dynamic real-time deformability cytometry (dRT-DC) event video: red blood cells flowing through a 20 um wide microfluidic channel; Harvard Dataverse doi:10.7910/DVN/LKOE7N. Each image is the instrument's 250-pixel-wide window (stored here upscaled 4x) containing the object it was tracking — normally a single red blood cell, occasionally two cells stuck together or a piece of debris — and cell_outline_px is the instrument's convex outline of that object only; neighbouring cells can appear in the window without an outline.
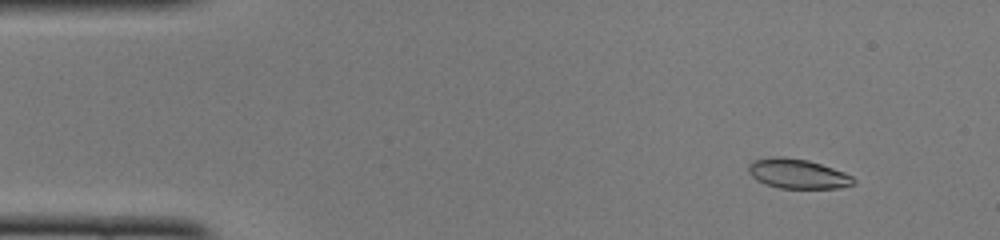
{"species": "common noctule bat (a hibernating species)", "species_latin": "Nyctalus noctula", "temperature_condition": "cold", "stored_images_in_passage": 49, "camera_frame_rate_fps": 3000, "um_per_image_px": 0.085, "animal": {"sex": "female", "body_mass_g": 22.0, "forearm_length_mm": 56.7}, "frame": {"image": 1, "passage_image": 5, "time_ms": 1.333, "image_size_px": [1000, 240], "cell_outline_px": [[856, 184], [840, 188], [780, 188], [764, 184], [756, 180], [748, 172], [748, 164], [752, 160], [772, 156], [784, 156], [808, 160], [844, 172], [852, 176], [856, 180]], "centroid_in_image_um": [67.78, 14.76], "position_along_channel_um": 17.2, "area_um2": 18.38}}
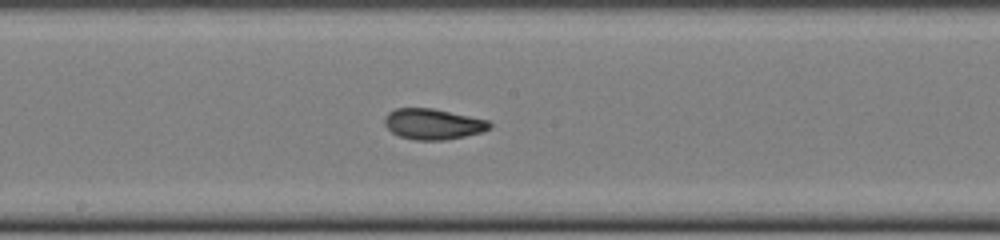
{"frame": {"image": 2, "passage_image": 26, "time_ms": 8.333, "image_size_px": [1000, 240], "cell_outline_px": [[492, 128], [480, 132], [464, 136], [444, 140], [416, 140], [400, 136], [392, 132], [384, 124], [384, 116], [388, 112], [396, 108], [432, 108], [488, 120], [492, 124]], "centroid_in_image_um": [36.79, 10.54], "position_along_channel_um": 211.4, "area_um2": 18.73}}
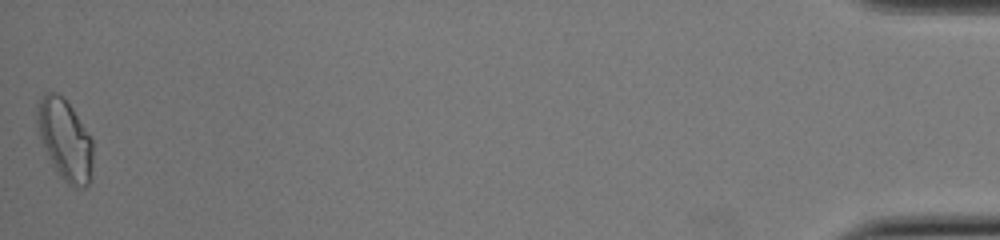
{"frame": {"image": 3, "passage_image": 49, "time_ms": 16.0, "image_size_px": [1000, 240], "cell_outline_px": [[92, 176], [88, 184], [84, 188], [76, 188], [68, 184], [64, 180], [52, 164], [44, 148], [36, 124], [36, 104], [44, 92], [56, 92], [72, 108], [92, 140]], "centroid_in_image_um": [5.5, 11.88], "position_along_channel_um": 429.7, "area_um2": 26.13}, "authors_computed_cell_mechanics": {"area_um2": 18.8428, "velocity_mm_per_s": 4.092, "shape_relaxation_time_tau1_ms": 3.1968, "shape_relaxation_time_tau2_ms": 1.0407, "deformation_change_tau1": 0.1563, "deformation_change_tau2": 0.0619}}